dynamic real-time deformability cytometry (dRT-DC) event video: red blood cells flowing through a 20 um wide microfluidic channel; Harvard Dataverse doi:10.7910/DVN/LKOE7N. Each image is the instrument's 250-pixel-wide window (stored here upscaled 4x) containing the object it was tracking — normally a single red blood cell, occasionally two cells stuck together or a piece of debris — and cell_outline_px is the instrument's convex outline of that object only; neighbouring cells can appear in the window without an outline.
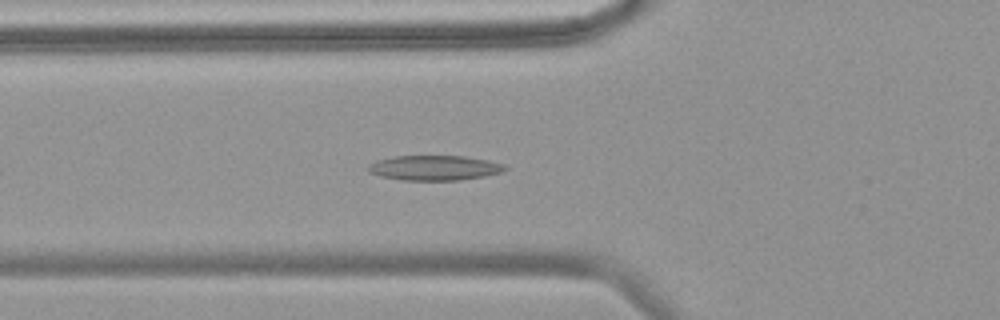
{"species": "common noctule bat (a hibernating species)", "species_latin": "Nyctalus noctula", "temperature_condition": "warm", "stored_images_in_passage": 44, "camera_frame_rate_fps": 3000, "um_per_image_px": 0.085, "animal": {"sex": "female", "body_mass_g": 18.4}, "frame": {"image": 1, "passage_image": 8, "time_ms": 2.333, "image_size_px": [1000, 320], "cell_outline_px": [[508, 168], [500, 172], [484, 176], [460, 180], [404, 180], [380, 176], [368, 172], [364, 168], [368, 164], [376, 160], [392, 156], [464, 156], [488, 160], [504, 164]], "centroid_in_image_um": [36.87, 14.26], "position_along_channel_um": 88.9, "area_um2": 20.0}}
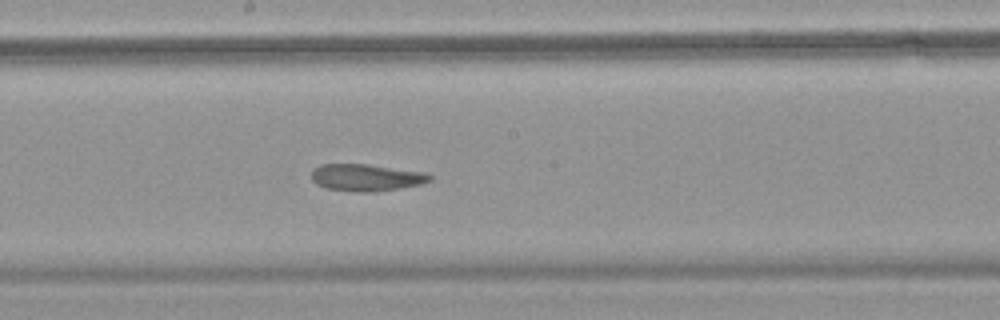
{"frame": {"image": 2, "passage_image": 19, "time_ms": 6.0, "image_size_px": [1000, 320], "cell_outline_px": [[432, 180], [420, 184], [400, 188], [376, 192], [356, 192], [328, 188], [316, 184], [312, 180], [312, 168], [320, 164], [368, 164], [428, 172], [432, 176]], "centroid_in_image_um": [31.15, 15.08], "position_along_channel_um": 217.0, "area_um2": 18.84}}
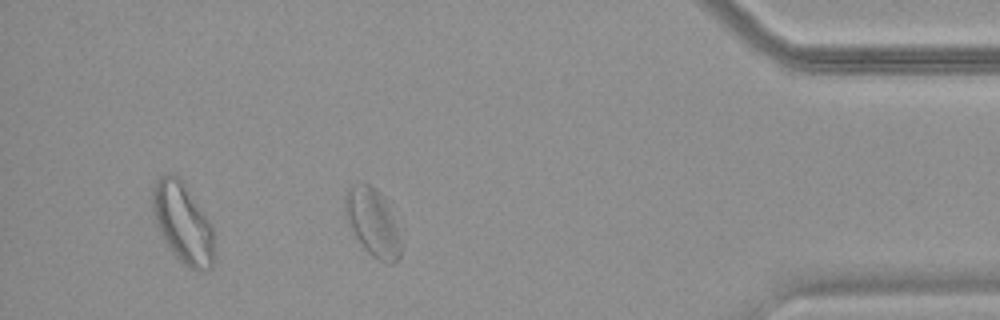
{"frame": {"image": 3, "passage_image": 38, "time_ms": 12.333, "image_size_px": [1000, 320], "cell_outline_px": [[400, 256], [392, 264], [388, 264], [372, 256], [364, 248], [348, 224], [344, 216], [344, 196], [348, 188], [352, 184], [368, 184], [376, 188], [384, 196], [396, 228], [400, 240]], "centroid_in_image_um": [31.63, 18.88], "position_along_channel_um": 403.6, "area_um2": 21.73}, "authors_computed_cell_mechanics": {"area_um2": 19.6231, "velocity_mm_per_s": 3.4991, "shape_relaxation_time_tau1_ms": null, "shape_relaxation_time_tau2_ms": 3.0133, "deformation_change_tau1": null, "deformation_change_tau2": 0.1047}}